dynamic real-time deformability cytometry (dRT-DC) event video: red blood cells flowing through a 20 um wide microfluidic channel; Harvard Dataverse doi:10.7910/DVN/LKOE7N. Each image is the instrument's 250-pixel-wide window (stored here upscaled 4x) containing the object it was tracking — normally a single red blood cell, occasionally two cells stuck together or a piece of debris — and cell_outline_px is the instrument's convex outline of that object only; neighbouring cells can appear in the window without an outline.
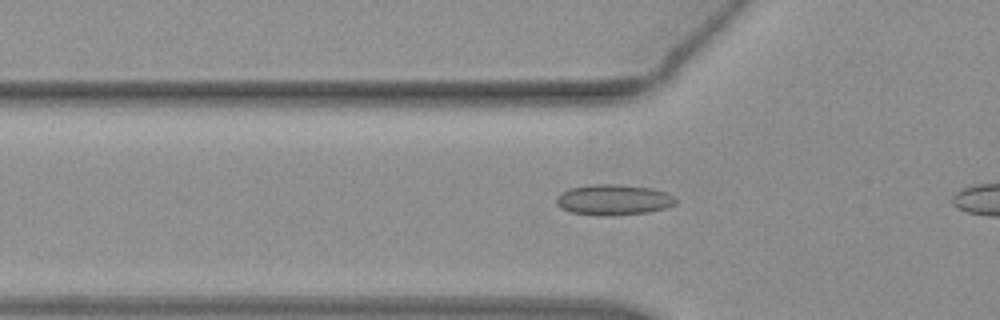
{"species": "common noctule bat (a hibernating species)", "species_latin": "Nyctalus noctula", "temperature_condition": "warm", "stored_images_in_passage": 12, "camera_frame_rate_fps": 3000, "um_per_image_px": 0.085, "animal": {"sex": "female", "body_mass_g": 19.3, "forearm_length_mm": 54.1}, "frame": {"image": 1, "passage_image": 10, "time_ms": 3.0, "image_size_px": [1000, 320], "cell_outline_px": [[676, 204], [664, 208], [648, 212], [600, 216], [572, 212], [560, 208], [556, 204], [556, 196], [560, 192], [568, 188], [592, 184], [616, 184], [652, 188], [664, 192], [672, 196], [676, 200]], "centroid_in_image_um": [52.08, 16.97], "position_along_channel_um": 73.7, "area_um2": 21.27}}